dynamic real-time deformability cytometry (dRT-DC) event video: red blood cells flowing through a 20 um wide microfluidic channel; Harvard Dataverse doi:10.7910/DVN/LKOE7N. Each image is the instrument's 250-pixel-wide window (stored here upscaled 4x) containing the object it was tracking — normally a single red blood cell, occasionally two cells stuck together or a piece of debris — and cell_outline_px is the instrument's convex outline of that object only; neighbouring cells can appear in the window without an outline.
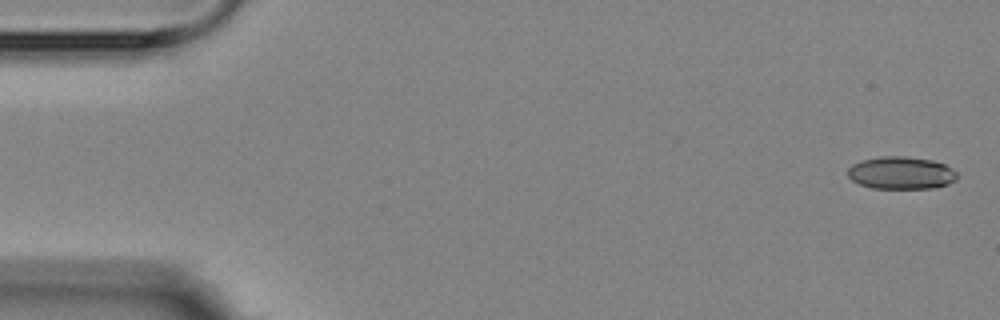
{"species": "Egyptian fruit bat (a non-hibernating species)", "species_latin": "Rousettus aegyptiacus", "temperature_condition": "room temperature", "stored_images_in_passage": 6, "camera_frame_rate_fps": 3000, "um_per_image_px": 0.085, "animal": {"sex": "female"}, "frame": {"image": 1, "passage_image": 1, "time_ms": 0.0, "image_size_px": [1000, 320], "cell_outline_px": [[960, 176], [956, 180], [948, 184], [936, 188], [872, 188], [860, 184], [852, 180], [848, 176], [848, 168], [852, 164], [860, 160], [884, 156], [904, 156], [932, 160], [944, 164], [952, 168]], "centroid_in_image_um": [76.62, 14.7], "position_along_channel_um": 8.4, "area_um2": 20.87}}
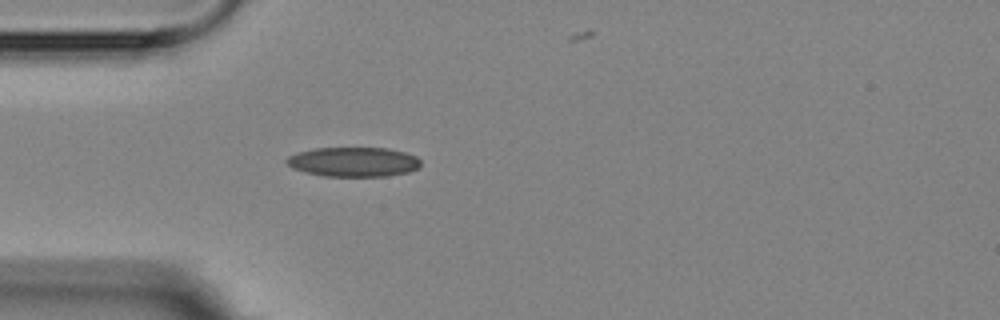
{"frame": {"image": 2, "passage_image": 5, "time_ms": 4.667, "image_size_px": [1000, 320], "cell_outline_px": [[420, 164], [416, 168], [408, 172], [388, 176], [324, 176], [292, 168], [284, 160], [288, 156], [296, 152], [316, 148], [388, 148], [404, 152], [416, 156], [420, 160]], "centroid_in_image_um": [30.03, 13.75], "position_along_channel_um": 55.0, "area_um2": 23.0}}